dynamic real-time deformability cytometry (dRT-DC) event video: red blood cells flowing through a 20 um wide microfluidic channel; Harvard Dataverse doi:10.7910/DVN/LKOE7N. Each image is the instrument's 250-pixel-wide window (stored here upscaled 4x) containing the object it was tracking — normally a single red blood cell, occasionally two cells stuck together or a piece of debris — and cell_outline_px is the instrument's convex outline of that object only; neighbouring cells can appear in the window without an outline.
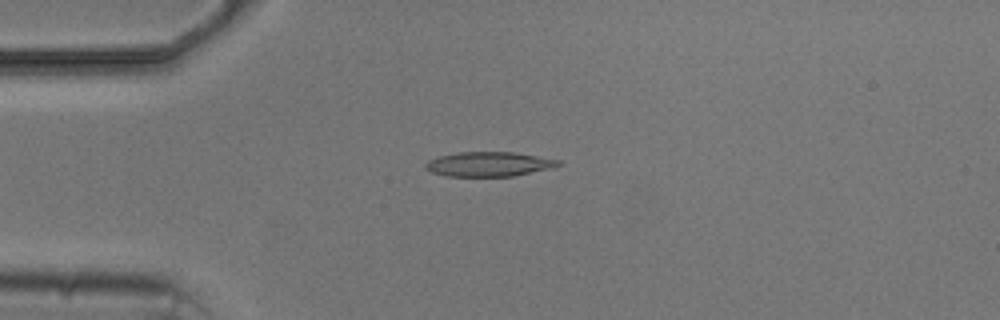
{"species": "common noctule bat (a hibernating species)", "species_latin": "Nyctalus noctula", "temperature_condition": "cold", "stored_images_in_passage": 6, "camera_frame_rate_fps": 3000, "um_per_image_px": 0.085, "animal": {"sex": "male", "body_mass_g": 20.5, "forearm_length_mm": 52.5}, "frame": {"image": 1, "passage_image": 4, "time_ms": 3.333, "image_size_px": [1000, 320], "cell_outline_px": [[560, 164], [548, 168], [512, 176], [448, 176], [432, 172], [424, 168], [424, 164], [428, 160], [440, 156], [460, 152], [512, 152], [560, 160]], "centroid_in_image_um": [41.48, 13.95], "position_along_channel_um": 43.5, "area_um2": 18.61}}
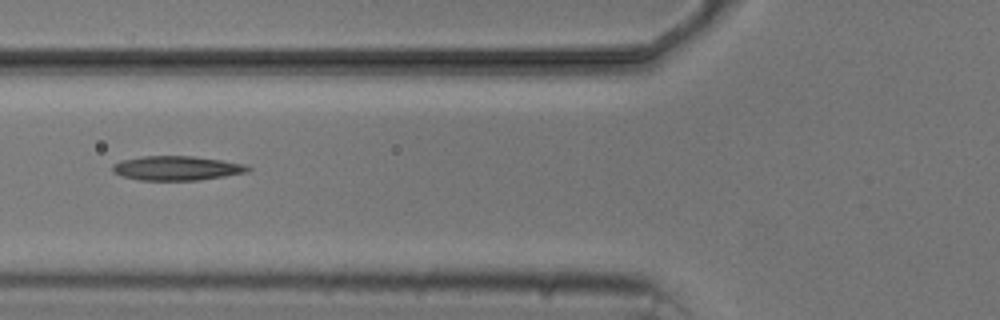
{"frame": {"image": 2, "passage_image": 6, "time_ms": 5.667, "image_size_px": [1000, 320], "cell_outline_px": [[252, 168], [248, 172], [200, 180], [140, 180], [120, 176], [112, 172], [112, 164], [120, 160], [144, 156], [192, 156], [220, 160], [244, 164]], "centroid_in_image_um": [14.98, 14.29], "position_along_channel_um": 110.8, "area_um2": 19.25}}